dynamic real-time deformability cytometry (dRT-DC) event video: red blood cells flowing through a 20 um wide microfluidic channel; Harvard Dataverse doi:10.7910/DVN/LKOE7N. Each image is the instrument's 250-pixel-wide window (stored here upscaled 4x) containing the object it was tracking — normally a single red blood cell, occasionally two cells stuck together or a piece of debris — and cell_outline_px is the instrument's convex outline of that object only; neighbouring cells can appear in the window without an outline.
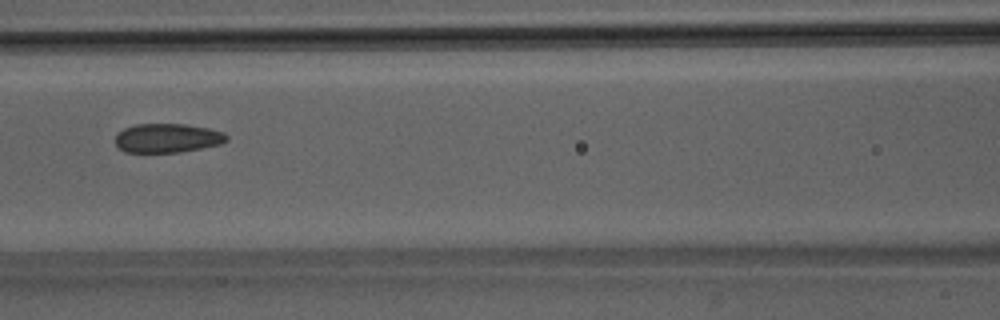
{"species": "Egyptian fruit bat (a non-hibernating species)", "species_latin": "Rousettus aegyptiacus", "temperature_condition": "room temperature", "stored_images_in_passage": 33, "camera_frame_rate_fps": 3000, "um_per_image_px": 0.085, "animal": {"sex": "male"}, "frame": {"image": 1, "passage_image": 10, "time_ms": 3.0, "image_size_px": [1000, 320], "cell_outline_px": [[228, 140], [220, 144], [180, 152], [124, 152], [116, 144], [116, 132], [124, 128], [136, 124], [184, 124], [208, 128], [224, 132], [228, 136]], "centroid_in_image_um": [14.22, 11.73], "position_along_channel_um": 152.4, "area_um2": 18.84}, "authors_computed_cell_mechanics": {"area_um2": 19.5364, "velocity_mm_per_s": 4.062, "shape_relaxation_time_tau1_ms": null, "shape_relaxation_time_tau2_ms": 1.7881, "deformation_change_tau1": null, "deformation_change_tau2": 0.0694}}